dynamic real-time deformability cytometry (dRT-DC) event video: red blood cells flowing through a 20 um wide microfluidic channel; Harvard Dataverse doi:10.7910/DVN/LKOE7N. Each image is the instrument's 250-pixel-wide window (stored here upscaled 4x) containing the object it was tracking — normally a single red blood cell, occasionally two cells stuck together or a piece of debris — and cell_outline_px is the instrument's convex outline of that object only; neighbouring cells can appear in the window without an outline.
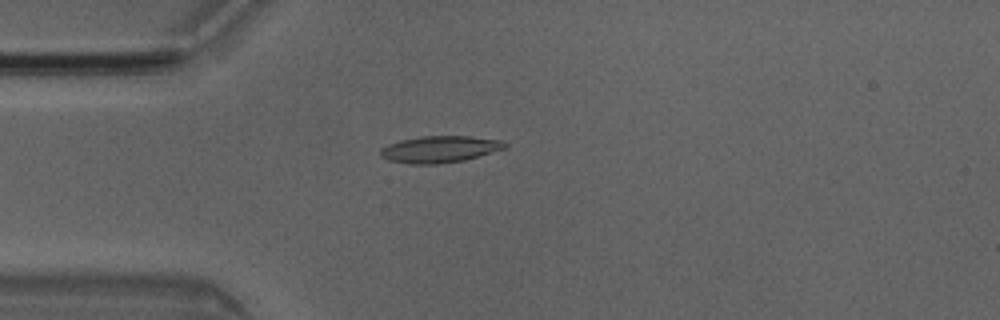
{"species": "Egyptian fruit bat (a non-hibernating species)", "species_latin": "Rousettus aegyptiacus", "temperature_condition": "room temperature", "stored_images_in_passage": 10, "camera_frame_rate_fps": 3000, "um_per_image_px": 0.085, "animal": {"sex": "male"}, "frame": {"image": 1, "passage_image": 5, "time_ms": 1.333, "image_size_px": [1000, 320], "cell_outline_px": [[508, 148], [464, 160], [436, 164], [408, 164], [388, 160], [380, 156], [380, 148], [388, 144], [400, 140], [420, 136], [468, 136], [504, 140], [508, 144]], "centroid_in_image_um": [37.39, 12.68], "position_along_channel_um": 47.6, "area_um2": 19.59}}